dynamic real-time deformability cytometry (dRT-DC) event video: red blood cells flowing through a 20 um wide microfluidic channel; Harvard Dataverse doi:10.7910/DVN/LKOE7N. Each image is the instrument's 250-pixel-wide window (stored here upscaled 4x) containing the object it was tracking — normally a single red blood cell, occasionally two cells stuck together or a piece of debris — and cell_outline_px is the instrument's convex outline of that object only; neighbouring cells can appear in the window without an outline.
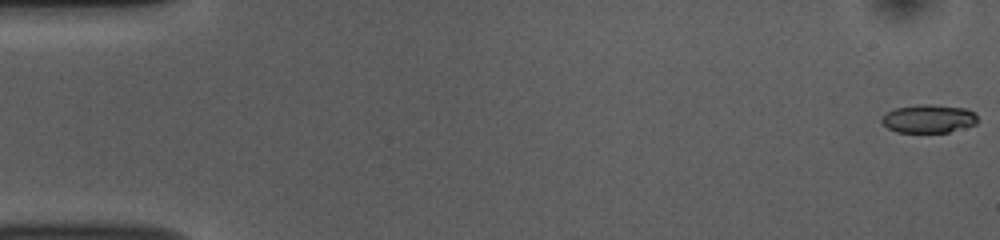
{"species": "common noctule bat (a hibernating species)", "species_latin": "Nyctalus noctula", "temperature_condition": "room temperature", "stored_images_in_passage": 43, "camera_frame_rate_fps": 3000, "um_per_image_px": 0.085, "animal": {"sex": "female", "body_mass_g": 10.0, "forearm_length_mm": 53.1}, "frame": {"image": 1, "passage_image": 1, "time_ms": 0.0, "image_size_px": [1000, 240], "cell_outline_px": [[976, 124], [948, 132], [896, 132], [888, 128], [880, 120], [888, 112], [896, 108], [920, 104], [928, 104], [964, 108], [976, 112]], "centroid_in_image_um": [78.94, 10.09], "position_along_channel_um": 6.1, "area_um2": 15.61}}
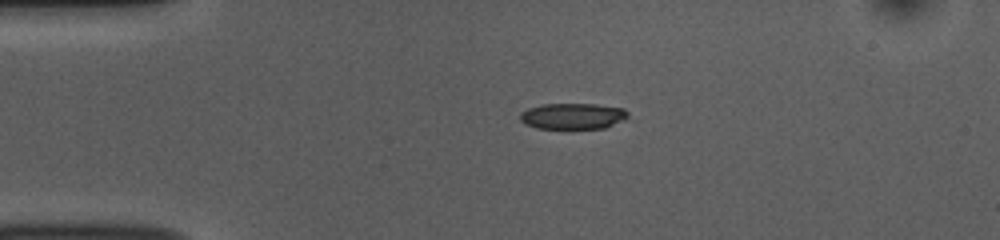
{"frame": {"image": 2, "passage_image": 12, "time_ms": 3.667, "image_size_px": [1000, 240], "cell_outline_px": [[628, 116], [624, 120], [604, 128], [536, 128], [524, 124], [520, 120], [520, 112], [528, 108], [544, 104], [596, 104], [624, 108], [628, 112]], "centroid_in_image_um": [48.68, 9.86], "position_along_channel_um": 36.3, "area_um2": 16.36}}
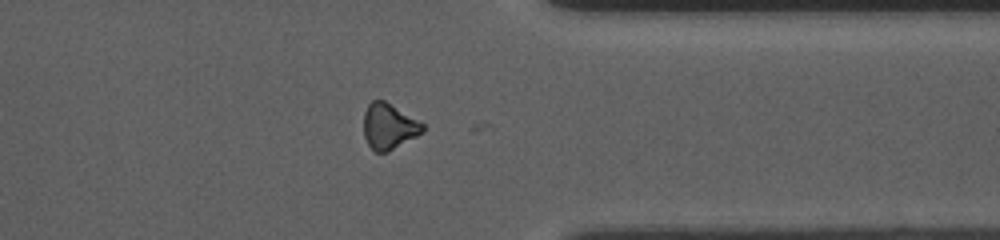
{"frame": {"image": 3, "passage_image": 42, "time_ms": 13.667, "image_size_px": [1000, 240], "cell_outline_px": [[424, 132], [388, 152], [376, 152], [368, 144], [364, 136], [364, 112], [368, 104], [372, 100], [384, 100], [424, 124]], "centroid_in_image_um": [33.05, 10.74], "position_along_channel_um": 378.4, "area_um2": 15.61}}